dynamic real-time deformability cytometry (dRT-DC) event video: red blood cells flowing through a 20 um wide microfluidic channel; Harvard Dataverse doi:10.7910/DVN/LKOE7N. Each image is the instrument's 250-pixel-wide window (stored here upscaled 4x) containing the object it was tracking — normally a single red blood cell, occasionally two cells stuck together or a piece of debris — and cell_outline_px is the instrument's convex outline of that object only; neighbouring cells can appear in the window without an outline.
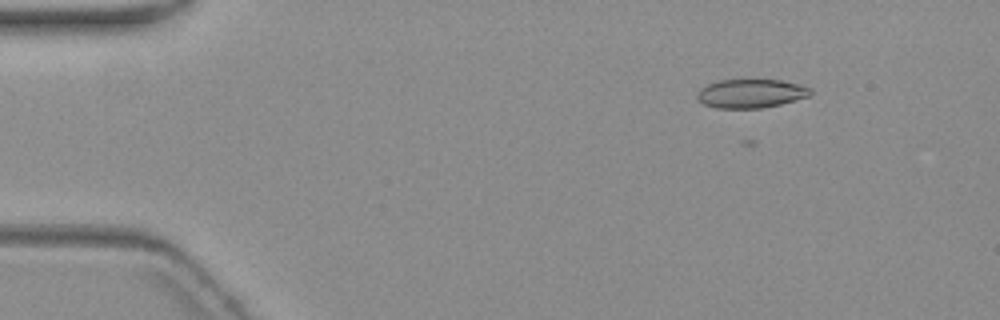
{"species": "common noctule bat (a hibernating species)", "species_latin": "Nyctalus noctula", "temperature_condition": "warm", "stored_images_in_passage": 5, "segment_of_instrument_passage": [1, 2], "camera_frame_rate_fps": 3000, "um_per_image_px": 0.085, "animal": {"sex": "female", "body_mass_g": 19.3, "forearm_length_mm": 54.1}, "frame": {"image": 1, "passage_image": 1, "time_ms": 0.0, "image_size_px": [1000, 320], "cell_outline_px": [[812, 92], [808, 96], [780, 104], [764, 108], [716, 108], [704, 104], [696, 96], [696, 92], [700, 88], [708, 84], [720, 80], [780, 80], [812, 88]], "centroid_in_image_um": [63.79, 7.95], "position_along_channel_um": 21.2, "area_um2": 18.84}}
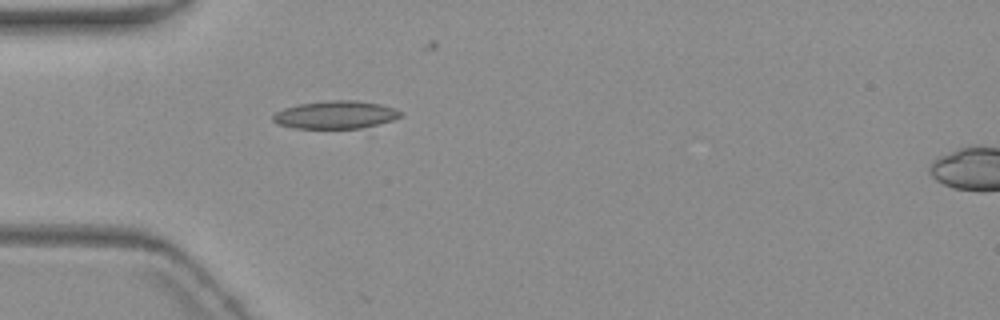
{"frame": {"image": 2, "passage_image": 4, "time_ms": 3.333, "image_size_px": [1000, 320], "cell_outline_px": [[404, 116], [380, 124], [360, 128], [292, 128], [276, 124], [272, 120], [272, 116], [276, 112], [284, 108], [300, 104], [332, 100], [360, 100], [380, 104], [404, 112]], "centroid_in_image_um": [28.54, 9.76], "position_along_channel_um": 56.5, "area_um2": 20.81}}